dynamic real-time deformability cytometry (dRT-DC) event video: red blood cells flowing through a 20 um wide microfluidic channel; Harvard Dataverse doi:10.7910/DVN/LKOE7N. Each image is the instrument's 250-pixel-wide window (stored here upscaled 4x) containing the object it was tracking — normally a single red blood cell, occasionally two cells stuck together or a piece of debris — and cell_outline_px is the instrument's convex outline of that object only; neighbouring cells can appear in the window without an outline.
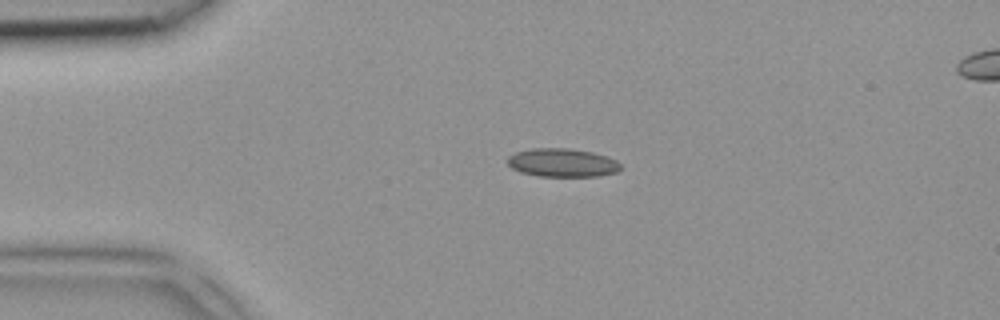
{"species": "common noctule bat (a hibernating species)", "species_latin": "Nyctalus noctula", "temperature_condition": "room temperature", "stored_images_in_passage": 2, "segment_of_instrument_passage": [1, 2], "camera_frame_rate_fps": 3000, "um_per_image_px": 0.085, "animal": {"sex": "female", "body_mass_g": 18.4}, "frame": {"image": 1, "passage_image": 1, "time_ms": 0.0, "image_size_px": [1000, 320], "cell_outline_px": [[620, 168], [616, 172], [600, 176], [540, 176], [520, 172], [512, 168], [508, 164], [508, 156], [516, 152], [532, 148], [568, 148], [592, 152], [608, 156], [616, 160], [620, 164]], "centroid_in_image_um": [47.8, 13.82], "position_along_channel_um": 37.2, "area_um2": 18.73}}